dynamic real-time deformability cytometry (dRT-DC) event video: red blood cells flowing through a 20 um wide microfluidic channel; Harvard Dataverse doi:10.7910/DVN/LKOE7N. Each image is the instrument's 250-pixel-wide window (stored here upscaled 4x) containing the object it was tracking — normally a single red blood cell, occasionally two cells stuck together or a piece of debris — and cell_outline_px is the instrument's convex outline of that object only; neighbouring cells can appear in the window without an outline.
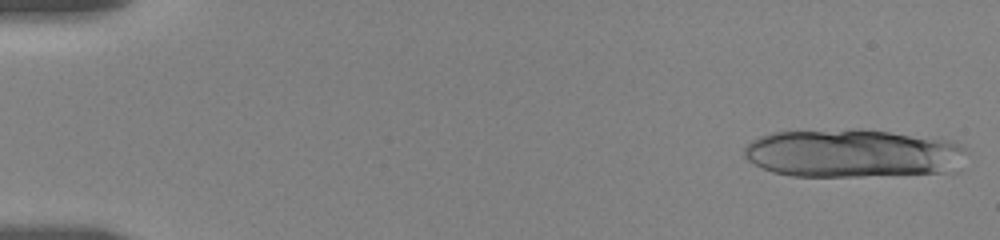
{"species": "human", "species_latin": "Homo sapiens", "temperature_condition": "room temperature", "stored_images_in_passage": 9, "camera_frame_rate_fps": 3000, "um_per_image_px": 0.085, "donor": {"sex": "female"}, "frame": {"image": 1, "passage_image": 1, "time_ms": 0.0, "image_size_px": [1000, 240], "cell_outline_px": [[968, 152], [944, 172], [864, 176], [792, 176], [772, 172], [760, 168], [748, 160], [744, 156], [744, 148], [752, 140], [760, 136], [772, 132], [848, 128], [860, 128], [944, 140], [960, 144]], "centroid_in_image_um": [72.33, 13.01], "position_along_channel_um": 12.7, "area_um2": 62.19}}
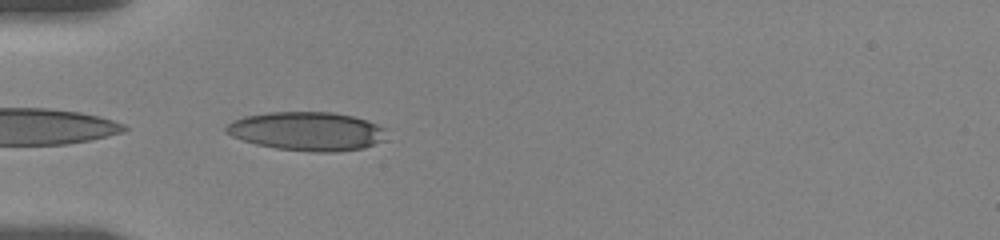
{"frame": {"image": 2, "passage_image": 8, "time_ms": 5.333, "image_size_px": [1000, 240], "cell_outline_px": [[388, 128], [384, 140], [364, 148], [332, 152], [312, 152], [276, 148], [256, 144], [232, 136], [224, 132], [224, 128], [232, 120], [244, 116], [268, 112], [332, 112], [352, 116], [368, 120]], "centroid_in_image_um": [26.12, 11.15], "position_along_channel_um": 58.9, "area_um2": 36.47}}